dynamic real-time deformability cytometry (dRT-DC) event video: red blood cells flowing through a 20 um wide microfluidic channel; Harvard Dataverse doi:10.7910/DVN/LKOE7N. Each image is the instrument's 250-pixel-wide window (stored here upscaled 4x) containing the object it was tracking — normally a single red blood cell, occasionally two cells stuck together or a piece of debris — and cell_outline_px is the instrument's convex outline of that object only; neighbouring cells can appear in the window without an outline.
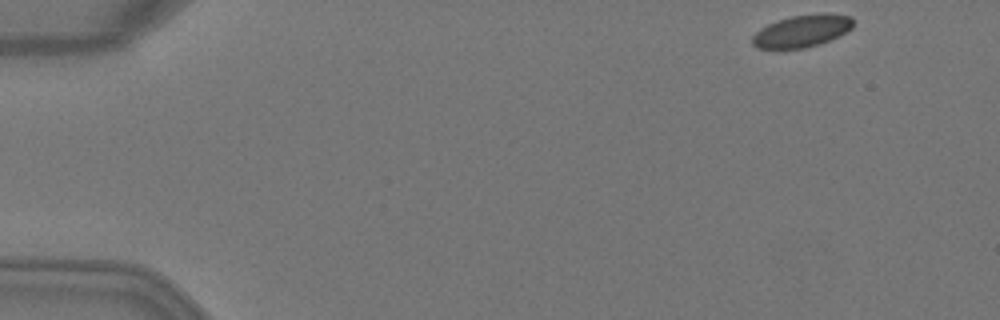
{"species": "Egyptian fruit bat (a non-hibernating species)", "species_latin": "Rousettus aegyptiacus", "temperature_condition": "warm", "stored_images_in_passage": 4, "camera_frame_rate_fps": 3000, "um_per_image_px": 0.085, "animal": {"sex": "female"}, "frame": {"image": 1, "passage_image": 1, "time_ms": 0.0, "image_size_px": [1000, 320], "cell_outline_px": [[852, 28], [820, 44], [804, 48], [756, 48], [752, 44], [752, 36], [760, 28], [776, 20], [792, 16], [824, 12], [852, 16]], "centroid_in_image_um": [68.14, 2.62], "position_along_channel_um": 16.9, "area_um2": 18.84}}
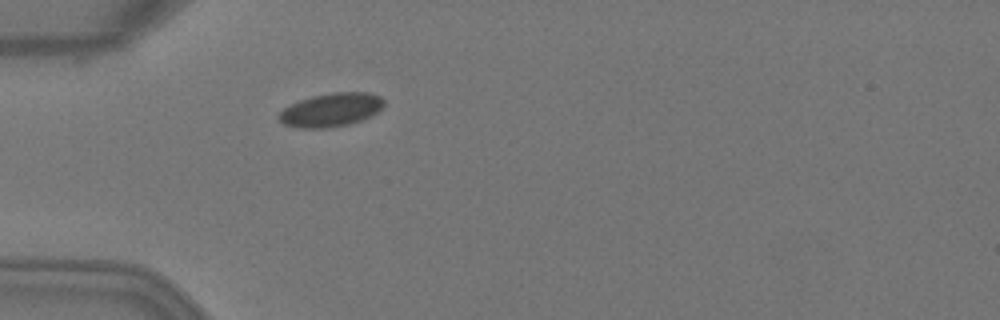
{"frame": {"image": 2, "passage_image": 4, "time_ms": 1.0, "image_size_px": [1000, 320], "cell_outline_px": [[384, 104], [376, 112], [360, 120], [348, 124], [328, 128], [296, 128], [284, 124], [276, 116], [284, 108], [300, 100], [312, 96], [332, 92], [368, 92], [380, 96], [384, 100]], "centroid_in_image_um": [28.11, 9.33], "position_along_channel_um": 56.9, "area_um2": 20.4}}